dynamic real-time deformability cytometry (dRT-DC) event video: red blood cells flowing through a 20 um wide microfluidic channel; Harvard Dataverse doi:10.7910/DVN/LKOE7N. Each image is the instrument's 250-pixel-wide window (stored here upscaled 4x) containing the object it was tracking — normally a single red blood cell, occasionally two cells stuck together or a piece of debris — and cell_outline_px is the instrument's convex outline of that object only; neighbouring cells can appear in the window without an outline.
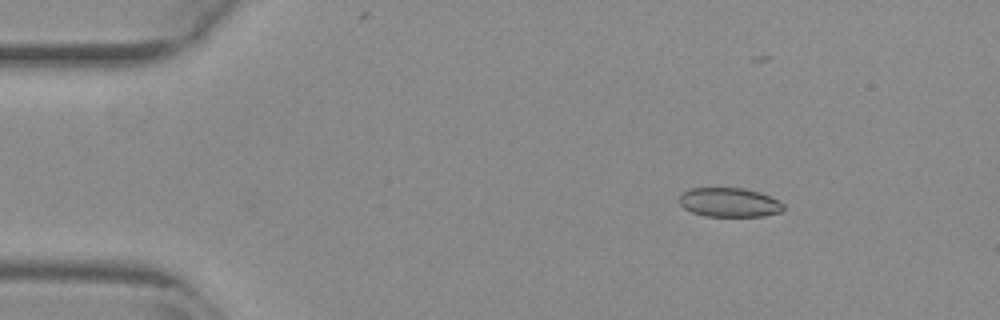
{"species": "common noctule bat (a hibernating species)", "species_latin": "Nyctalus noctula", "temperature_condition": "warm", "stored_images_in_passage": 42, "camera_frame_rate_fps": 3000, "um_per_image_px": 0.085, "animal": {"sex": "female", "body_mass_g": 29.2, "forearm_length_mm": 56.3}, "frame": {"image": 1, "passage_image": 7, "time_ms": 2.0, "image_size_px": [1000, 320], "cell_outline_px": [[784, 208], [780, 212], [764, 216], [704, 216], [692, 212], [684, 208], [680, 204], [680, 196], [684, 192], [692, 188], [744, 188], [760, 192], [784, 204]], "centroid_in_image_um": [61.99, 17.21], "position_along_channel_um": 23.0, "area_um2": 17.57}}
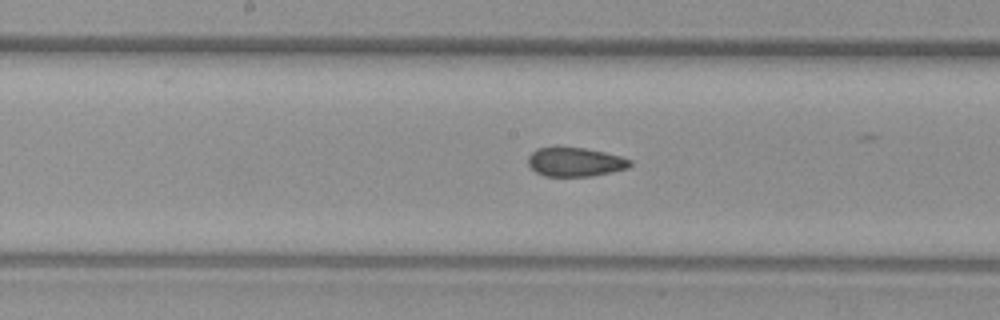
{"frame": {"image": 2, "passage_image": 27, "time_ms": 8.667, "image_size_px": [1000, 320], "cell_outline_px": [[632, 164], [628, 168], [612, 172], [592, 176], [544, 176], [536, 172], [528, 164], [528, 156], [536, 148], [556, 144], [584, 148], [604, 152], [620, 156], [632, 160]], "centroid_in_image_um": [48.85, 13.73], "position_along_channel_um": 199.4, "area_um2": 17.8}}
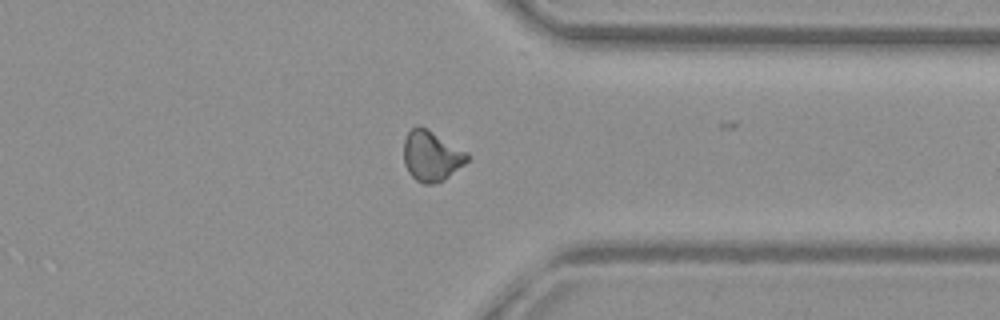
{"frame": {"image": 3, "passage_image": 41, "time_ms": 13.333, "image_size_px": [1000, 320], "cell_outline_px": [[468, 160], [464, 164], [444, 180], [432, 184], [424, 184], [416, 180], [408, 172], [404, 164], [404, 140], [408, 132], [416, 124], [420, 124], [428, 128], [468, 152]], "centroid_in_image_um": [36.66, 13.23], "position_along_channel_um": 374.7, "area_um2": 18.84}, "authors_computed_cell_mechanics": {"area_um2": 18.2359, "velocity_mm_per_s": 3.8508, "shape_relaxation_time_tau1_ms": null, "shape_relaxation_time_tau2_ms": 1.7768, "deformation_change_tau1": null, "deformation_change_tau2": 0.0544}}